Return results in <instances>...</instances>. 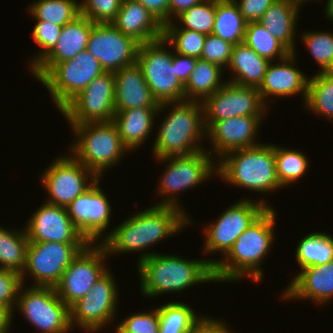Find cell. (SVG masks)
I'll use <instances>...</instances> for the list:
<instances>
[{
    "mask_svg": "<svg viewBox=\"0 0 333 333\" xmlns=\"http://www.w3.org/2000/svg\"><path fill=\"white\" fill-rule=\"evenodd\" d=\"M295 53H290L286 58L281 59L278 64H270L267 67L263 81L258 87L262 101L267 105L266 98L289 97L300 93L307 99L308 77L300 69L294 66ZM283 62V63H282ZM302 92V93H301Z\"/></svg>",
    "mask_w": 333,
    "mask_h": 333,
    "instance_id": "23",
    "label": "cell"
},
{
    "mask_svg": "<svg viewBox=\"0 0 333 333\" xmlns=\"http://www.w3.org/2000/svg\"><path fill=\"white\" fill-rule=\"evenodd\" d=\"M162 103L158 108H131L115 111L113 123L116 125L122 143L129 151L137 149L147 139L153 129V122L163 112ZM156 116V117H155Z\"/></svg>",
    "mask_w": 333,
    "mask_h": 333,
    "instance_id": "27",
    "label": "cell"
},
{
    "mask_svg": "<svg viewBox=\"0 0 333 333\" xmlns=\"http://www.w3.org/2000/svg\"><path fill=\"white\" fill-rule=\"evenodd\" d=\"M258 55L270 62L275 58H286L291 52L275 37H273L259 22H251L246 25L244 41ZM274 59V60H273Z\"/></svg>",
    "mask_w": 333,
    "mask_h": 333,
    "instance_id": "38",
    "label": "cell"
},
{
    "mask_svg": "<svg viewBox=\"0 0 333 333\" xmlns=\"http://www.w3.org/2000/svg\"><path fill=\"white\" fill-rule=\"evenodd\" d=\"M22 282V275L13 270L0 269V307L11 315L14 312Z\"/></svg>",
    "mask_w": 333,
    "mask_h": 333,
    "instance_id": "46",
    "label": "cell"
},
{
    "mask_svg": "<svg viewBox=\"0 0 333 333\" xmlns=\"http://www.w3.org/2000/svg\"><path fill=\"white\" fill-rule=\"evenodd\" d=\"M94 22L83 15L62 27L53 50L30 72L39 81L56 63L73 59L87 49Z\"/></svg>",
    "mask_w": 333,
    "mask_h": 333,
    "instance_id": "22",
    "label": "cell"
},
{
    "mask_svg": "<svg viewBox=\"0 0 333 333\" xmlns=\"http://www.w3.org/2000/svg\"><path fill=\"white\" fill-rule=\"evenodd\" d=\"M70 156L58 157L42 172L41 184L50 195L45 200L49 204L67 207L98 179L73 155Z\"/></svg>",
    "mask_w": 333,
    "mask_h": 333,
    "instance_id": "17",
    "label": "cell"
},
{
    "mask_svg": "<svg viewBox=\"0 0 333 333\" xmlns=\"http://www.w3.org/2000/svg\"><path fill=\"white\" fill-rule=\"evenodd\" d=\"M158 311V333H186L203 317L197 316L190 305L180 301L164 304L158 307Z\"/></svg>",
    "mask_w": 333,
    "mask_h": 333,
    "instance_id": "36",
    "label": "cell"
},
{
    "mask_svg": "<svg viewBox=\"0 0 333 333\" xmlns=\"http://www.w3.org/2000/svg\"><path fill=\"white\" fill-rule=\"evenodd\" d=\"M206 131L217 121L237 116H263L268 111L258 88L226 82L203 102Z\"/></svg>",
    "mask_w": 333,
    "mask_h": 333,
    "instance_id": "16",
    "label": "cell"
},
{
    "mask_svg": "<svg viewBox=\"0 0 333 333\" xmlns=\"http://www.w3.org/2000/svg\"><path fill=\"white\" fill-rule=\"evenodd\" d=\"M262 118L264 116H237L215 122L206 131V137L211 139L213 145V149L207 152L221 158L231 151L261 144L254 140Z\"/></svg>",
    "mask_w": 333,
    "mask_h": 333,
    "instance_id": "21",
    "label": "cell"
},
{
    "mask_svg": "<svg viewBox=\"0 0 333 333\" xmlns=\"http://www.w3.org/2000/svg\"><path fill=\"white\" fill-rule=\"evenodd\" d=\"M20 288L16 308L42 333H70L69 307L58 297L54 287Z\"/></svg>",
    "mask_w": 333,
    "mask_h": 333,
    "instance_id": "10",
    "label": "cell"
},
{
    "mask_svg": "<svg viewBox=\"0 0 333 333\" xmlns=\"http://www.w3.org/2000/svg\"><path fill=\"white\" fill-rule=\"evenodd\" d=\"M59 112L70 124L113 121L115 115L114 73L104 72L96 77Z\"/></svg>",
    "mask_w": 333,
    "mask_h": 333,
    "instance_id": "12",
    "label": "cell"
},
{
    "mask_svg": "<svg viewBox=\"0 0 333 333\" xmlns=\"http://www.w3.org/2000/svg\"><path fill=\"white\" fill-rule=\"evenodd\" d=\"M28 10L35 20L64 26L80 15V2L76 0H37L28 7Z\"/></svg>",
    "mask_w": 333,
    "mask_h": 333,
    "instance_id": "35",
    "label": "cell"
},
{
    "mask_svg": "<svg viewBox=\"0 0 333 333\" xmlns=\"http://www.w3.org/2000/svg\"><path fill=\"white\" fill-rule=\"evenodd\" d=\"M36 25L33 28L32 37L34 41L42 49L34 56L31 60L32 66H30V71L33 70L55 47L62 30L63 26L45 22L42 20H36Z\"/></svg>",
    "mask_w": 333,
    "mask_h": 333,
    "instance_id": "42",
    "label": "cell"
},
{
    "mask_svg": "<svg viewBox=\"0 0 333 333\" xmlns=\"http://www.w3.org/2000/svg\"><path fill=\"white\" fill-rule=\"evenodd\" d=\"M168 105L172 106V110L159 127L152 149L153 157L184 156L204 150L200 146L206 136L202 102L185 100L162 103V107Z\"/></svg>",
    "mask_w": 333,
    "mask_h": 333,
    "instance_id": "4",
    "label": "cell"
},
{
    "mask_svg": "<svg viewBox=\"0 0 333 333\" xmlns=\"http://www.w3.org/2000/svg\"><path fill=\"white\" fill-rule=\"evenodd\" d=\"M211 155L207 150H201L191 155L157 158L160 162H169L158 187V194L167 199L164 198L162 202L159 201L154 205L176 207L186 214L177 200L179 199L177 194L188 188L192 189L209 179L214 173L217 174V163H213Z\"/></svg>",
    "mask_w": 333,
    "mask_h": 333,
    "instance_id": "7",
    "label": "cell"
},
{
    "mask_svg": "<svg viewBox=\"0 0 333 333\" xmlns=\"http://www.w3.org/2000/svg\"><path fill=\"white\" fill-rule=\"evenodd\" d=\"M217 174L229 184L271 193L283 187L277 176L274 144L231 151L219 158Z\"/></svg>",
    "mask_w": 333,
    "mask_h": 333,
    "instance_id": "5",
    "label": "cell"
},
{
    "mask_svg": "<svg viewBox=\"0 0 333 333\" xmlns=\"http://www.w3.org/2000/svg\"><path fill=\"white\" fill-rule=\"evenodd\" d=\"M138 258L140 289L145 297L181 292L214 278V260H190L172 254L142 253Z\"/></svg>",
    "mask_w": 333,
    "mask_h": 333,
    "instance_id": "2",
    "label": "cell"
},
{
    "mask_svg": "<svg viewBox=\"0 0 333 333\" xmlns=\"http://www.w3.org/2000/svg\"><path fill=\"white\" fill-rule=\"evenodd\" d=\"M27 223L29 242L88 243L74 227L66 207L45 202Z\"/></svg>",
    "mask_w": 333,
    "mask_h": 333,
    "instance_id": "20",
    "label": "cell"
},
{
    "mask_svg": "<svg viewBox=\"0 0 333 333\" xmlns=\"http://www.w3.org/2000/svg\"><path fill=\"white\" fill-rule=\"evenodd\" d=\"M223 72L221 67L200 58L197 59L194 70L184 85L185 100L203 102L214 94L226 83L221 80Z\"/></svg>",
    "mask_w": 333,
    "mask_h": 333,
    "instance_id": "30",
    "label": "cell"
},
{
    "mask_svg": "<svg viewBox=\"0 0 333 333\" xmlns=\"http://www.w3.org/2000/svg\"><path fill=\"white\" fill-rule=\"evenodd\" d=\"M268 207L235 241L224 259L214 260L217 282H235L250 277L258 282L263 277L261 262L274 239L276 214ZM226 259V260H225ZM235 280V281H234Z\"/></svg>",
    "mask_w": 333,
    "mask_h": 333,
    "instance_id": "3",
    "label": "cell"
},
{
    "mask_svg": "<svg viewBox=\"0 0 333 333\" xmlns=\"http://www.w3.org/2000/svg\"><path fill=\"white\" fill-rule=\"evenodd\" d=\"M88 243L29 242L22 272L33 277L31 286L55 287L63 272Z\"/></svg>",
    "mask_w": 333,
    "mask_h": 333,
    "instance_id": "11",
    "label": "cell"
},
{
    "mask_svg": "<svg viewBox=\"0 0 333 333\" xmlns=\"http://www.w3.org/2000/svg\"><path fill=\"white\" fill-rule=\"evenodd\" d=\"M204 0H170L169 1V22H171V16H178L185 10L190 9L194 5L202 2Z\"/></svg>",
    "mask_w": 333,
    "mask_h": 333,
    "instance_id": "51",
    "label": "cell"
},
{
    "mask_svg": "<svg viewBox=\"0 0 333 333\" xmlns=\"http://www.w3.org/2000/svg\"><path fill=\"white\" fill-rule=\"evenodd\" d=\"M167 45L162 37L140 44L137 54L136 63L159 104L185 101L184 85L176 77L175 67L172 66L173 51L166 50Z\"/></svg>",
    "mask_w": 333,
    "mask_h": 333,
    "instance_id": "8",
    "label": "cell"
},
{
    "mask_svg": "<svg viewBox=\"0 0 333 333\" xmlns=\"http://www.w3.org/2000/svg\"><path fill=\"white\" fill-rule=\"evenodd\" d=\"M299 8L290 0H276L258 20L259 24L291 53H295V25L300 13Z\"/></svg>",
    "mask_w": 333,
    "mask_h": 333,
    "instance_id": "28",
    "label": "cell"
},
{
    "mask_svg": "<svg viewBox=\"0 0 333 333\" xmlns=\"http://www.w3.org/2000/svg\"><path fill=\"white\" fill-rule=\"evenodd\" d=\"M107 255L102 244L93 247L88 243L65 269L54 288L68 307L87 295L94 283L108 271L104 263Z\"/></svg>",
    "mask_w": 333,
    "mask_h": 333,
    "instance_id": "14",
    "label": "cell"
},
{
    "mask_svg": "<svg viewBox=\"0 0 333 333\" xmlns=\"http://www.w3.org/2000/svg\"><path fill=\"white\" fill-rule=\"evenodd\" d=\"M274 156L277 176L283 187L297 182L308 170V158L300 151L274 145Z\"/></svg>",
    "mask_w": 333,
    "mask_h": 333,
    "instance_id": "39",
    "label": "cell"
},
{
    "mask_svg": "<svg viewBox=\"0 0 333 333\" xmlns=\"http://www.w3.org/2000/svg\"><path fill=\"white\" fill-rule=\"evenodd\" d=\"M189 222L188 214L176 207L154 205L123 221L100 242L108 255L138 252L177 234Z\"/></svg>",
    "mask_w": 333,
    "mask_h": 333,
    "instance_id": "1",
    "label": "cell"
},
{
    "mask_svg": "<svg viewBox=\"0 0 333 333\" xmlns=\"http://www.w3.org/2000/svg\"><path fill=\"white\" fill-rule=\"evenodd\" d=\"M140 43L112 23H94L87 51L99 60L105 72H116L137 62Z\"/></svg>",
    "mask_w": 333,
    "mask_h": 333,
    "instance_id": "18",
    "label": "cell"
},
{
    "mask_svg": "<svg viewBox=\"0 0 333 333\" xmlns=\"http://www.w3.org/2000/svg\"><path fill=\"white\" fill-rule=\"evenodd\" d=\"M215 13L216 0H204L175 17L183 26L177 27L178 24L171 21L164 25V29H189L209 35L213 31Z\"/></svg>",
    "mask_w": 333,
    "mask_h": 333,
    "instance_id": "37",
    "label": "cell"
},
{
    "mask_svg": "<svg viewBox=\"0 0 333 333\" xmlns=\"http://www.w3.org/2000/svg\"><path fill=\"white\" fill-rule=\"evenodd\" d=\"M116 333H158V308L149 312L135 313L128 316L116 327Z\"/></svg>",
    "mask_w": 333,
    "mask_h": 333,
    "instance_id": "44",
    "label": "cell"
},
{
    "mask_svg": "<svg viewBox=\"0 0 333 333\" xmlns=\"http://www.w3.org/2000/svg\"><path fill=\"white\" fill-rule=\"evenodd\" d=\"M70 125L76 137L70 148L72 155L99 179L129 151L112 121Z\"/></svg>",
    "mask_w": 333,
    "mask_h": 333,
    "instance_id": "6",
    "label": "cell"
},
{
    "mask_svg": "<svg viewBox=\"0 0 333 333\" xmlns=\"http://www.w3.org/2000/svg\"><path fill=\"white\" fill-rule=\"evenodd\" d=\"M12 316L5 308L0 307V333H9Z\"/></svg>",
    "mask_w": 333,
    "mask_h": 333,
    "instance_id": "52",
    "label": "cell"
},
{
    "mask_svg": "<svg viewBox=\"0 0 333 333\" xmlns=\"http://www.w3.org/2000/svg\"><path fill=\"white\" fill-rule=\"evenodd\" d=\"M29 240L25 228L22 231L0 227V269L22 274L26 264Z\"/></svg>",
    "mask_w": 333,
    "mask_h": 333,
    "instance_id": "33",
    "label": "cell"
},
{
    "mask_svg": "<svg viewBox=\"0 0 333 333\" xmlns=\"http://www.w3.org/2000/svg\"><path fill=\"white\" fill-rule=\"evenodd\" d=\"M225 324L204 316L186 333H232Z\"/></svg>",
    "mask_w": 333,
    "mask_h": 333,
    "instance_id": "49",
    "label": "cell"
},
{
    "mask_svg": "<svg viewBox=\"0 0 333 333\" xmlns=\"http://www.w3.org/2000/svg\"><path fill=\"white\" fill-rule=\"evenodd\" d=\"M326 9L324 11V13H326V17L328 19H332L333 20V0H327V4H326Z\"/></svg>",
    "mask_w": 333,
    "mask_h": 333,
    "instance_id": "53",
    "label": "cell"
},
{
    "mask_svg": "<svg viewBox=\"0 0 333 333\" xmlns=\"http://www.w3.org/2000/svg\"><path fill=\"white\" fill-rule=\"evenodd\" d=\"M292 3H294L295 5H297L298 7H301V4H303V2L306 1H310V0H290ZM317 1V0H314Z\"/></svg>",
    "mask_w": 333,
    "mask_h": 333,
    "instance_id": "54",
    "label": "cell"
},
{
    "mask_svg": "<svg viewBox=\"0 0 333 333\" xmlns=\"http://www.w3.org/2000/svg\"><path fill=\"white\" fill-rule=\"evenodd\" d=\"M233 45L213 34L206 35L200 59L221 68L228 67Z\"/></svg>",
    "mask_w": 333,
    "mask_h": 333,
    "instance_id": "45",
    "label": "cell"
},
{
    "mask_svg": "<svg viewBox=\"0 0 333 333\" xmlns=\"http://www.w3.org/2000/svg\"><path fill=\"white\" fill-rule=\"evenodd\" d=\"M305 106L318 116L333 120V72L309 77Z\"/></svg>",
    "mask_w": 333,
    "mask_h": 333,
    "instance_id": "34",
    "label": "cell"
},
{
    "mask_svg": "<svg viewBox=\"0 0 333 333\" xmlns=\"http://www.w3.org/2000/svg\"><path fill=\"white\" fill-rule=\"evenodd\" d=\"M104 72L99 60L84 50L73 59L56 63L39 82L49 90L55 106L60 111L92 80Z\"/></svg>",
    "mask_w": 333,
    "mask_h": 333,
    "instance_id": "9",
    "label": "cell"
},
{
    "mask_svg": "<svg viewBox=\"0 0 333 333\" xmlns=\"http://www.w3.org/2000/svg\"><path fill=\"white\" fill-rule=\"evenodd\" d=\"M276 0H235L245 22H258Z\"/></svg>",
    "mask_w": 333,
    "mask_h": 333,
    "instance_id": "47",
    "label": "cell"
},
{
    "mask_svg": "<svg viewBox=\"0 0 333 333\" xmlns=\"http://www.w3.org/2000/svg\"><path fill=\"white\" fill-rule=\"evenodd\" d=\"M196 58L180 55L173 52L172 66L175 67L176 77L185 85L189 79L190 74L194 70Z\"/></svg>",
    "mask_w": 333,
    "mask_h": 333,
    "instance_id": "48",
    "label": "cell"
},
{
    "mask_svg": "<svg viewBox=\"0 0 333 333\" xmlns=\"http://www.w3.org/2000/svg\"><path fill=\"white\" fill-rule=\"evenodd\" d=\"M140 2L163 26L169 22L170 0H137Z\"/></svg>",
    "mask_w": 333,
    "mask_h": 333,
    "instance_id": "50",
    "label": "cell"
},
{
    "mask_svg": "<svg viewBox=\"0 0 333 333\" xmlns=\"http://www.w3.org/2000/svg\"><path fill=\"white\" fill-rule=\"evenodd\" d=\"M256 201L241 199L228 207L216 222L206 225L203 229L206 235L205 253L219 251L224 256L229 252L237 238L270 207L264 199Z\"/></svg>",
    "mask_w": 333,
    "mask_h": 333,
    "instance_id": "15",
    "label": "cell"
},
{
    "mask_svg": "<svg viewBox=\"0 0 333 333\" xmlns=\"http://www.w3.org/2000/svg\"><path fill=\"white\" fill-rule=\"evenodd\" d=\"M299 272L283 292V299L313 300L318 304L333 298V261L313 265Z\"/></svg>",
    "mask_w": 333,
    "mask_h": 333,
    "instance_id": "24",
    "label": "cell"
},
{
    "mask_svg": "<svg viewBox=\"0 0 333 333\" xmlns=\"http://www.w3.org/2000/svg\"><path fill=\"white\" fill-rule=\"evenodd\" d=\"M122 0H83L80 14L94 23H111L119 12Z\"/></svg>",
    "mask_w": 333,
    "mask_h": 333,
    "instance_id": "43",
    "label": "cell"
},
{
    "mask_svg": "<svg viewBox=\"0 0 333 333\" xmlns=\"http://www.w3.org/2000/svg\"><path fill=\"white\" fill-rule=\"evenodd\" d=\"M205 37V34L189 29H163V38L174 47V52L196 59L201 56Z\"/></svg>",
    "mask_w": 333,
    "mask_h": 333,
    "instance_id": "41",
    "label": "cell"
},
{
    "mask_svg": "<svg viewBox=\"0 0 333 333\" xmlns=\"http://www.w3.org/2000/svg\"><path fill=\"white\" fill-rule=\"evenodd\" d=\"M302 41L315 61L320 66V73L333 72V33L307 32L303 33Z\"/></svg>",
    "mask_w": 333,
    "mask_h": 333,
    "instance_id": "40",
    "label": "cell"
},
{
    "mask_svg": "<svg viewBox=\"0 0 333 333\" xmlns=\"http://www.w3.org/2000/svg\"><path fill=\"white\" fill-rule=\"evenodd\" d=\"M246 25L235 0H216L213 35L236 45L244 41Z\"/></svg>",
    "mask_w": 333,
    "mask_h": 333,
    "instance_id": "31",
    "label": "cell"
},
{
    "mask_svg": "<svg viewBox=\"0 0 333 333\" xmlns=\"http://www.w3.org/2000/svg\"><path fill=\"white\" fill-rule=\"evenodd\" d=\"M111 274L108 270L94 283L87 295L69 307L71 327L78 325L81 330L83 328L94 333L114 320L117 312L118 286Z\"/></svg>",
    "mask_w": 333,
    "mask_h": 333,
    "instance_id": "13",
    "label": "cell"
},
{
    "mask_svg": "<svg viewBox=\"0 0 333 333\" xmlns=\"http://www.w3.org/2000/svg\"><path fill=\"white\" fill-rule=\"evenodd\" d=\"M99 182V178L96 179L86 191L66 207L74 227L88 243L92 244H97V239L103 237V232L110 223L111 210H113Z\"/></svg>",
    "mask_w": 333,
    "mask_h": 333,
    "instance_id": "19",
    "label": "cell"
},
{
    "mask_svg": "<svg viewBox=\"0 0 333 333\" xmlns=\"http://www.w3.org/2000/svg\"><path fill=\"white\" fill-rule=\"evenodd\" d=\"M114 80L115 111L159 107L137 63L114 72Z\"/></svg>",
    "mask_w": 333,
    "mask_h": 333,
    "instance_id": "25",
    "label": "cell"
},
{
    "mask_svg": "<svg viewBox=\"0 0 333 333\" xmlns=\"http://www.w3.org/2000/svg\"><path fill=\"white\" fill-rule=\"evenodd\" d=\"M296 248V261L301 269L333 261V237L325 232L304 236Z\"/></svg>",
    "mask_w": 333,
    "mask_h": 333,
    "instance_id": "32",
    "label": "cell"
},
{
    "mask_svg": "<svg viewBox=\"0 0 333 333\" xmlns=\"http://www.w3.org/2000/svg\"><path fill=\"white\" fill-rule=\"evenodd\" d=\"M270 61L258 55L244 42L233 45L228 68L234 73L227 81L258 88L263 81Z\"/></svg>",
    "mask_w": 333,
    "mask_h": 333,
    "instance_id": "29",
    "label": "cell"
},
{
    "mask_svg": "<svg viewBox=\"0 0 333 333\" xmlns=\"http://www.w3.org/2000/svg\"><path fill=\"white\" fill-rule=\"evenodd\" d=\"M111 23L140 44L163 37L164 26L137 0H122Z\"/></svg>",
    "mask_w": 333,
    "mask_h": 333,
    "instance_id": "26",
    "label": "cell"
}]
</instances>
